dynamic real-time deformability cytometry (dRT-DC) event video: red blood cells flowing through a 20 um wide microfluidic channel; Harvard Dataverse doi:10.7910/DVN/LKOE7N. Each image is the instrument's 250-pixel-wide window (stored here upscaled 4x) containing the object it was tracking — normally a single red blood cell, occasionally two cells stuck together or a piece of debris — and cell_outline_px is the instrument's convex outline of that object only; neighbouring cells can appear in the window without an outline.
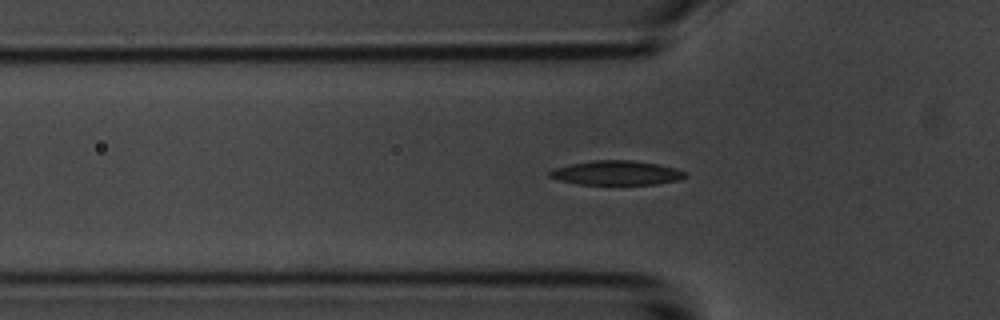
{"species": "common noctule bat (a hibernating species)", "species_latin": "Nyctalus noctula", "temperature_condition": "room temperature", "stored_images_in_passage": 40, "camera_frame_rate_fps": 3000, "um_per_image_px": 0.085, "animal": {"sex": "male", "body_mass_g": 20.1, "forearm_length_mm": 53.5}, "frame": {"image": 1, "passage_image": 8, "time_ms": 2.333, "image_size_px": [1000, 320], "cell_outline_px": [[684, 176], [680, 180], [656, 184], [576, 184], [560, 180], [548, 176], [548, 172], [552, 168], [568, 164], [592, 160], [632, 160], [660, 164], [676, 168], [684, 172]], "centroid_in_image_um": [52.35, 14.68], "position_along_channel_um": 73.4, "area_um2": 19.31}}
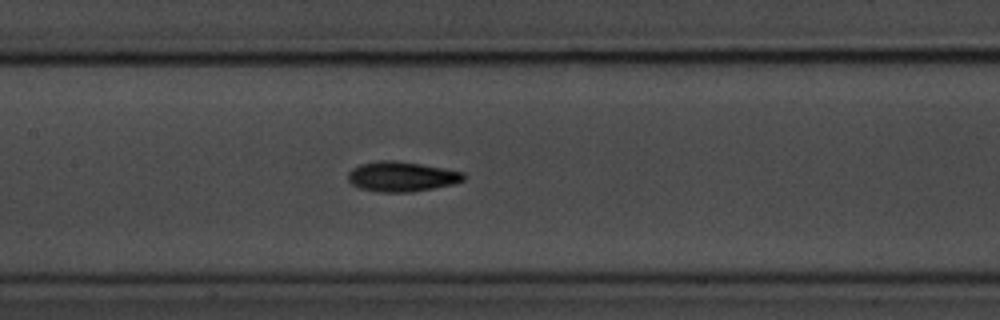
{"frame": {"image": 2, "passage_image": 16, "time_ms": 5.0, "image_size_px": [1000, 320], "cell_outline_px": [[468, 176], [464, 180], [452, 184], [412, 192], [376, 192], [360, 188], [352, 184], [348, 180], [348, 172], [352, 168], [360, 164], [380, 160], [396, 160], [444, 168], [464, 172]], "centroid_in_image_um": [34.14, 15.0], "position_along_channel_um": 173.3, "area_um2": 20.29}}
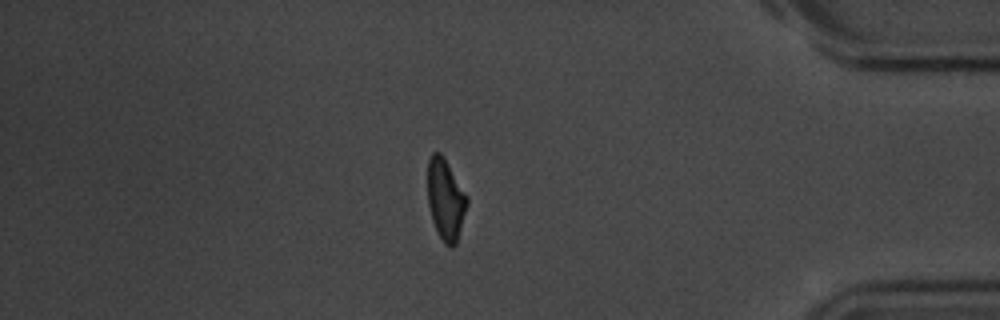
{"frame": {"image": 3, "passage_image": 37, "time_ms": 12.0, "image_size_px": [1000, 320], "cell_outline_px": [[468, 204], [456, 244], [452, 248], [448, 248], [444, 244], [432, 220], [428, 204], [428, 160], [432, 152], [440, 152], [444, 156], [468, 196]], "centroid_in_image_um": [37.89, 16.94], "position_along_channel_um": 397.3, "area_um2": 18.79}, "authors_computed_cell_mechanics": {"area_um2": 19.1318, "velocity_mm_per_s": 3.6998, "shape_relaxation_time_tau1_ms": 2.8914, "shape_relaxation_time_tau2_ms": 6.0391, "deformation_change_tau1": 0.1519, "deformation_change_tau2": 0.0998}}